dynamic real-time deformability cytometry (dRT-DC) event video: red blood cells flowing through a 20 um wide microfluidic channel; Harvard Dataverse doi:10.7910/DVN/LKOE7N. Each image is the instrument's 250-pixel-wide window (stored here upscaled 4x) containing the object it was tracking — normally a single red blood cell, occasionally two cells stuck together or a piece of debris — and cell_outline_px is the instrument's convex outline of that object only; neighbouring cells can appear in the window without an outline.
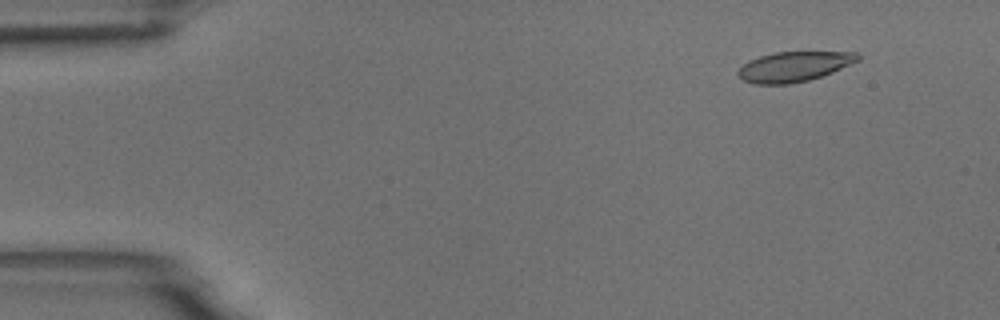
{"species": "common noctule bat (a hibernating species)", "species_latin": "Nyctalus noctula", "temperature_condition": "room temperature", "stored_images_in_passage": 4, "camera_frame_rate_fps": 3000, "um_per_image_px": 0.085, "animal": {"sex": "male", "body_mass_g": 18.8}, "frame": {"image": 1, "passage_image": 2, "time_ms": 1.0, "image_size_px": [1000, 320], "cell_outline_px": [[860, 60], [832, 72], [808, 80], [788, 84], [756, 84], [744, 80], [736, 72], [748, 60], [760, 56], [776, 52], [856, 52], [860, 56]], "centroid_in_image_um": [67.49, 5.65], "position_along_channel_um": 17.5, "area_um2": 20.69}}